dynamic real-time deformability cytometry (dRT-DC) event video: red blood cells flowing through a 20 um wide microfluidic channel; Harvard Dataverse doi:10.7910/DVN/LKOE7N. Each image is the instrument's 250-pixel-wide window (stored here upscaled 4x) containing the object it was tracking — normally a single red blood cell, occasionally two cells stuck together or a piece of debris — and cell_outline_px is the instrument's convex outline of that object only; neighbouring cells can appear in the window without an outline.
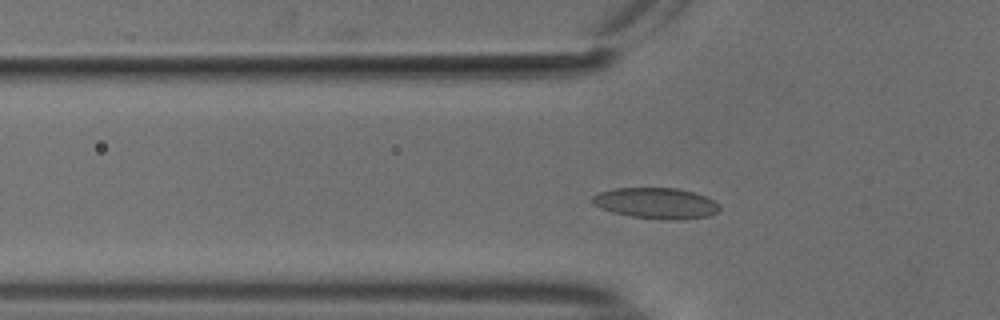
{"species": "common noctule bat (a hibernating species)", "species_latin": "Nyctalus noctula", "temperature_condition": "cold", "stored_images_in_passage": 49, "camera_frame_rate_fps": 3000, "um_per_image_px": 0.085, "animal": {"sex": "male", "body_mass_g": 18.8}, "frame": {"image": 1, "passage_image": 13, "time_ms": 4.0, "image_size_px": [1000, 320], "cell_outline_px": [[720, 212], [708, 216], [680, 220], [660, 220], [632, 216], [612, 212], [600, 208], [592, 204], [588, 200], [592, 196], [600, 192], [616, 188], [676, 188], [696, 192], [720, 204]], "centroid_in_image_um": [55.77, 17.28], "position_along_channel_um": 70.0, "area_um2": 23.24}}
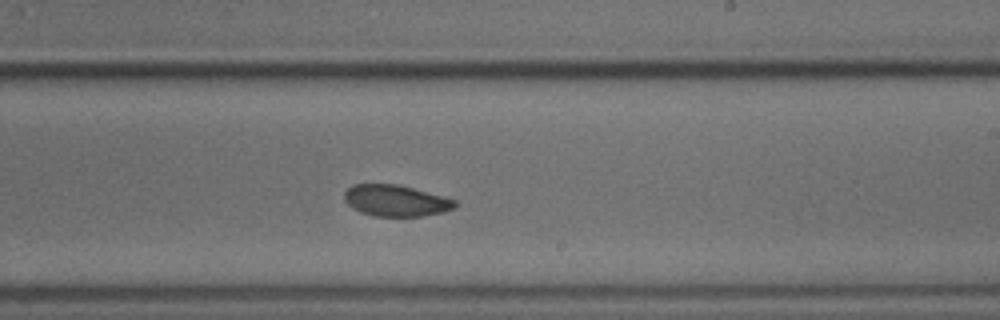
{"frame": {"image": 2, "passage_image": 28, "time_ms": 9.0, "image_size_px": [1000, 320], "cell_outline_px": [[456, 208], [444, 212], [424, 216], [376, 216], [360, 212], [352, 208], [344, 200], [344, 192], [352, 184], [396, 184], [444, 196], [456, 200]], "centroid_in_image_um": [33.65, 17.06], "position_along_channel_um": 255.4, "area_um2": 20.29}}
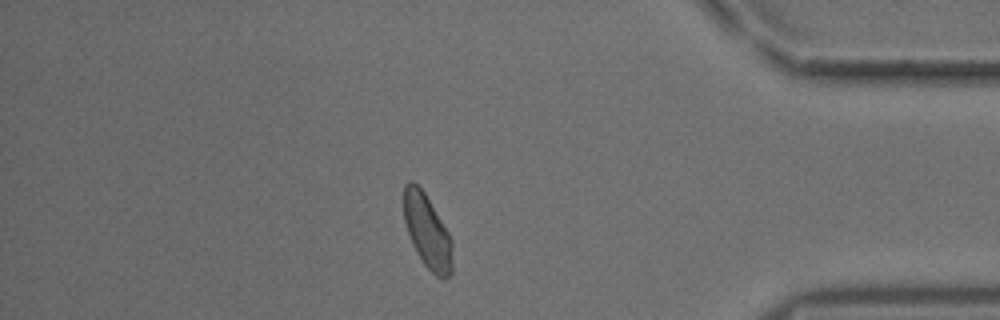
{"frame": {"image": 3, "passage_image": 42, "time_ms": 13.667, "image_size_px": [1000, 320], "cell_outline_px": [[452, 272], [444, 280], [436, 276], [424, 264], [416, 252], [412, 244], [404, 220], [404, 184], [408, 180], [412, 180], [424, 192], [448, 232], [452, 240]], "centroid_in_image_um": [36.32, 19.68], "position_along_channel_um": 398.9, "area_um2": 20.75}, "authors_computed_cell_mechanics": {"area_um2": 21.2126, "velocity_mm_per_s": 3.7134, "shape_relaxation_time_tau1_ms": null, "shape_relaxation_time_tau2_ms": 3.1156, "deformation_change_tau1": null, "deformation_change_tau2": 0.0566}}